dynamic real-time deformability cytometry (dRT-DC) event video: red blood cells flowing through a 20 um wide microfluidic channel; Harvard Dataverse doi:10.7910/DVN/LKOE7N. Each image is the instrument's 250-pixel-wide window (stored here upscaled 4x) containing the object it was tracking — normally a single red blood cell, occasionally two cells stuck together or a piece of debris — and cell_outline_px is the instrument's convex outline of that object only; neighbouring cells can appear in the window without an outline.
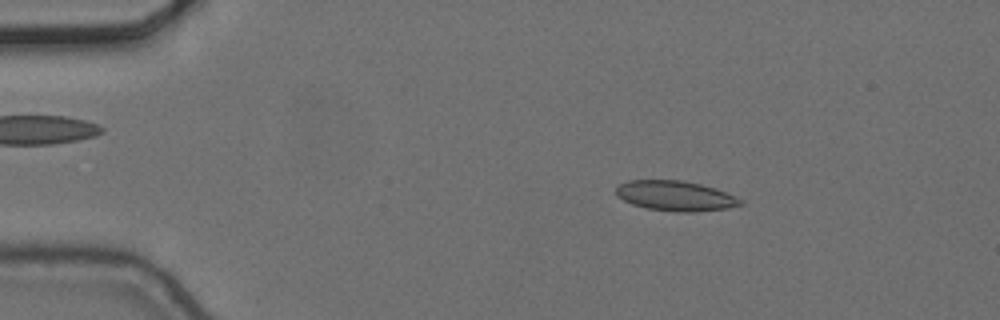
{"species": "common noctule bat (a hibernating species)", "species_latin": "Nyctalus noctula", "temperature_condition": "cold", "stored_images_in_passage": 4, "camera_frame_rate_fps": 3000, "um_per_image_px": 0.085, "animal": {"sex": "female", "body_mass_g": 24.6, "forearm_length_mm": 56.2}, "frame": {"image": 1, "passage_image": 2, "time_ms": 0.333, "image_size_px": [1000, 320], "cell_outline_px": [[744, 204], [728, 208], [696, 212], [676, 212], [648, 208], [632, 204], [616, 196], [616, 188], [620, 184], [628, 180], [680, 180], [700, 184], [716, 188], [736, 196], [744, 200]], "centroid_in_image_um": [57.45, 16.65], "position_along_channel_um": 27.6, "area_um2": 21.91}}
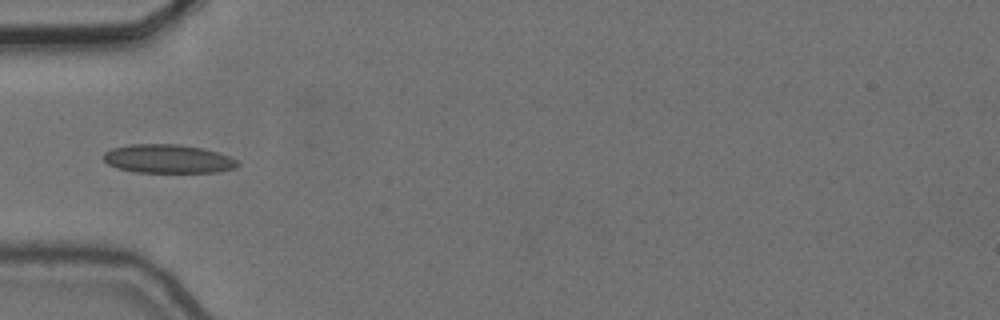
{"frame": {"image": 2, "passage_image": 4, "time_ms": 1.0, "image_size_px": [1000, 320], "cell_outline_px": [[240, 164], [236, 168], [220, 172], [136, 172], [116, 168], [108, 164], [104, 160], [104, 152], [112, 148], [132, 144], [180, 144], [204, 148], [240, 160]], "centroid_in_image_um": [14.32, 13.5], "position_along_channel_um": 70.7, "area_um2": 22.6}}